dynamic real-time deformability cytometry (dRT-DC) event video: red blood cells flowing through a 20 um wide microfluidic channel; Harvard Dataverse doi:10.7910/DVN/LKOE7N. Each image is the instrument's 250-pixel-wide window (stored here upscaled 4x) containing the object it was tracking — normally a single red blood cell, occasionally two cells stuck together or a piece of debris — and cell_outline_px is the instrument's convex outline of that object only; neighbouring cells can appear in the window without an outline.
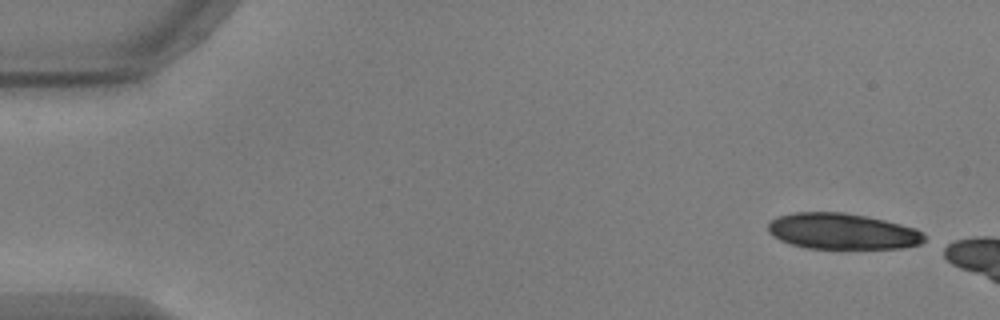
{"species": "common noctule bat (a hibernating species)", "species_latin": "Nyctalus noctula", "temperature_condition": "warm", "stored_images_in_passage": 6, "camera_frame_rate_fps": 3000, "um_per_image_px": 0.085, "animal": {"sex": "male", "body_mass_g": 17.9, "forearm_length_mm": 54.2}, "frame": {"image": 1, "passage_image": 1, "time_ms": 0.0, "image_size_px": [1000, 320], "cell_outline_px": [[924, 240], [920, 244], [904, 248], [808, 248], [788, 244], [772, 236], [768, 232], [768, 224], [776, 216], [792, 212], [844, 212], [868, 216], [916, 228], [924, 232]], "centroid_in_image_um": [71.58, 19.65], "position_along_channel_um": 13.4, "area_um2": 33.0}}